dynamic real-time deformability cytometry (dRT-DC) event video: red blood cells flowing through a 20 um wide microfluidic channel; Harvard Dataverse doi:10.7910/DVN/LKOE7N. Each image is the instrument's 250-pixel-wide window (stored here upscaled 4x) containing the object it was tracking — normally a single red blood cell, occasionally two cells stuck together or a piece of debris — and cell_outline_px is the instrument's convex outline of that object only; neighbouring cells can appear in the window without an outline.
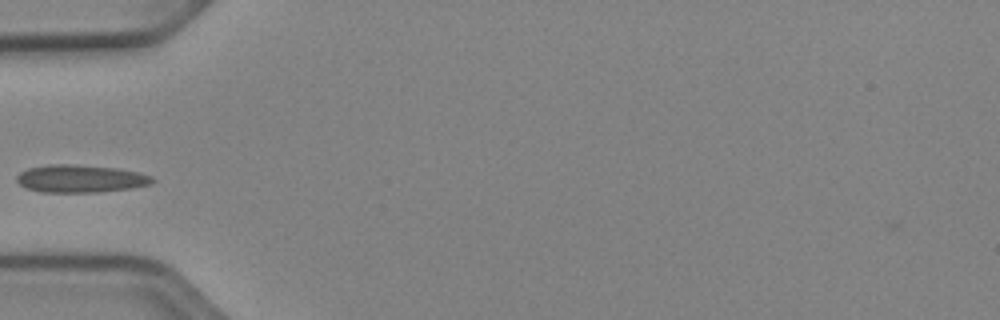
{"species": "Egyptian fruit bat (a non-hibernating species)", "species_latin": "Rousettus aegyptiacus", "temperature_condition": "cold", "stored_images_in_passage": 36, "camera_frame_rate_fps": 3000, "um_per_image_px": 0.085, "animal": {"sex": "female"}, "frame": {"image": 1, "passage_image": 1, "time_ms": 0.0, "image_size_px": [1000, 320], "cell_outline_px": [[156, 180], [152, 184], [132, 188], [100, 192], [40, 192], [24, 188], [16, 180], [16, 176], [20, 172], [28, 168], [48, 164], [72, 164], [116, 168], [136, 172], [152, 176]], "centroid_in_image_um": [6.82, 15.19], "position_along_channel_um": 78.2, "area_um2": 22.02}}
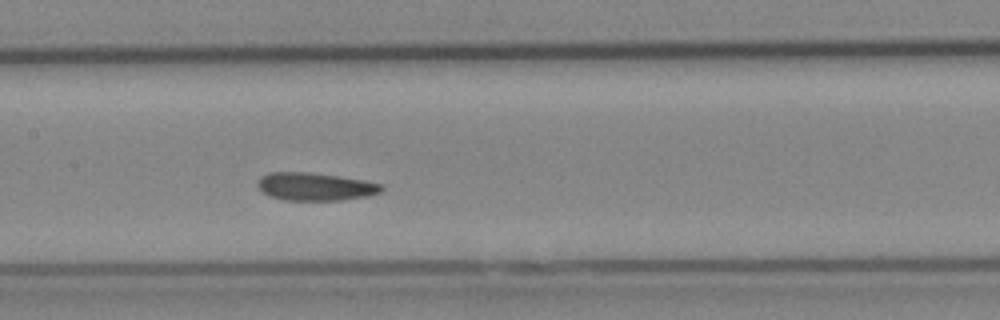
{"frame": {"image": 2, "passage_image": 9, "time_ms": 2.667, "image_size_px": [1000, 320], "cell_outline_px": [[384, 188], [380, 192], [368, 196], [340, 200], [284, 200], [268, 196], [256, 184], [256, 180], [260, 176], [268, 172], [308, 172], [340, 176], [364, 180], [384, 184]], "centroid_in_image_um": [26.78, 15.85], "position_along_channel_um": 180.6, "area_um2": 20.35}}
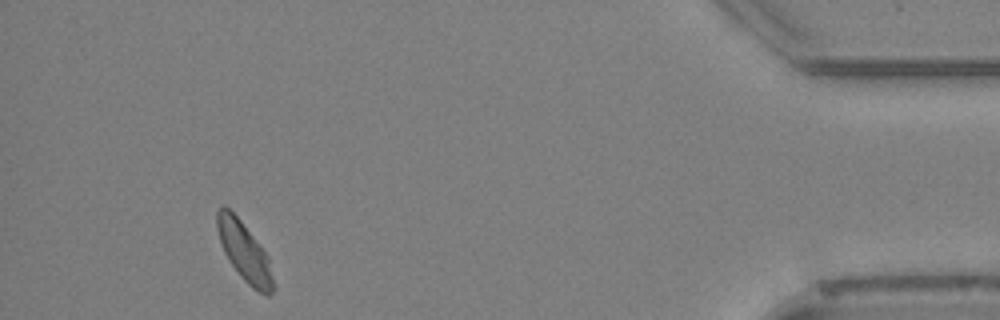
{"frame": {"image": 3, "passage_image": 32, "time_ms": 10.333, "image_size_px": [1000, 320], "cell_outline_px": [[276, 288], [268, 296], [264, 296], [252, 288], [240, 276], [228, 260], [224, 252], [216, 228], [216, 212], [224, 204], [240, 220], [268, 256]], "centroid_in_image_um": [20.78, 21.45], "position_along_channel_um": 414.4, "area_um2": 19.31}}